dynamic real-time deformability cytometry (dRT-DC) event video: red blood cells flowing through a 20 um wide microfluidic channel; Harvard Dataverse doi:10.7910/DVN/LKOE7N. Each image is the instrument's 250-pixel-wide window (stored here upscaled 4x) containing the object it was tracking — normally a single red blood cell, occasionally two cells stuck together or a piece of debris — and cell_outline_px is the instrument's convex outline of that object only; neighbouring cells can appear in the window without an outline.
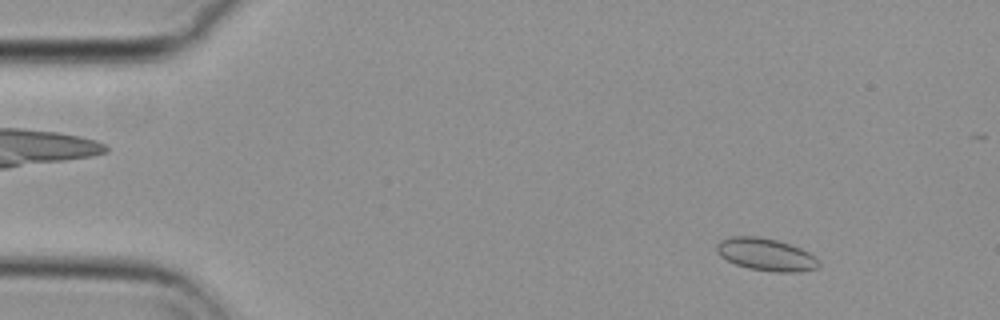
{"species": "common noctule bat (a hibernating species)", "species_latin": "Nyctalus noctula", "temperature_condition": "cold", "stored_images_in_passage": 56, "camera_frame_rate_fps": 3000, "um_per_image_px": 0.085, "animal": {"sex": "female", "body_mass_g": 29.2, "forearm_length_mm": 56.3}, "frame": {"image": 1, "passage_image": 6, "time_ms": 1.667, "image_size_px": [1000, 320], "cell_outline_px": [[820, 264], [816, 268], [800, 272], [776, 272], [748, 268], [736, 264], [720, 256], [716, 252], [716, 244], [720, 240], [728, 236], [756, 236], [776, 240], [800, 248], [816, 256], [820, 260]], "centroid_in_image_um": [65.1, 21.63], "position_along_channel_um": 19.9, "area_um2": 19.36}}
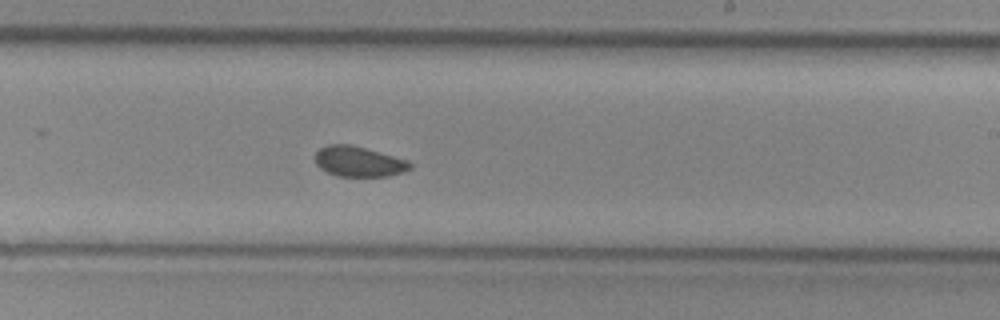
{"frame": {"image": 2, "passage_image": 33, "time_ms": 10.667, "image_size_px": [1000, 320], "cell_outline_px": [[412, 168], [404, 172], [388, 176], [336, 176], [320, 168], [316, 164], [316, 152], [320, 148], [328, 144], [348, 144], [364, 148], [408, 160], [412, 164]], "centroid_in_image_um": [30.5, 13.74], "position_along_channel_um": 258.5, "area_um2": 16.65}}
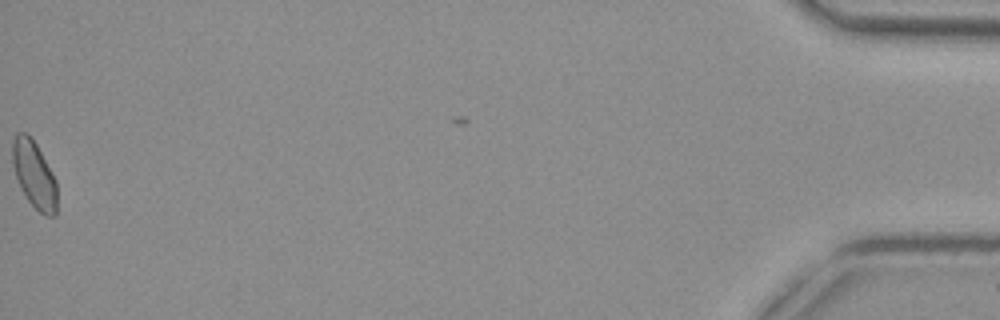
{"frame": {"image": 3, "passage_image": 56, "time_ms": 18.333, "image_size_px": [1000, 320], "cell_outline_px": [[56, 216], [44, 216], [28, 200], [20, 188], [12, 164], [12, 140], [16, 132], [24, 132], [36, 144], [56, 180]], "centroid_in_image_um": [2.89, 14.84], "position_along_channel_um": 432.3, "area_um2": 17.22}, "authors_computed_cell_mechanics": {"area_um2": 17.3978, "velocity_mm_per_s": 3.6641, "shape_relaxation_time_tau1_ms": null, "shape_relaxation_time_tau2_ms": 4.4288, "deformation_change_tau1": null, "deformation_change_tau2": 0.065}}